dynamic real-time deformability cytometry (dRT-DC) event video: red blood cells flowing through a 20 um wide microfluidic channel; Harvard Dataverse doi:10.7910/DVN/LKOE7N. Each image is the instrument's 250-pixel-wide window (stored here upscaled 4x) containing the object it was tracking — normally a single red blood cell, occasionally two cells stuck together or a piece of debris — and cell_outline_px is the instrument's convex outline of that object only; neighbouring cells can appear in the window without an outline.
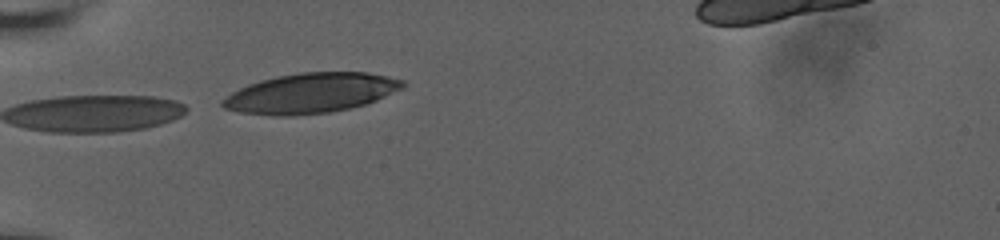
{"species": "human", "species_latin": "Homo sapiens", "temperature_condition": "room temperature", "stored_images_in_passage": 12, "camera_frame_rate_fps": 3000, "um_per_image_px": 0.085, "donor": {"sex": "male"}, "frame": {"image": 1, "passage_image": 8, "time_ms": 3.667, "image_size_px": [1000, 240], "cell_outline_px": [[408, 84], [404, 88], [376, 100], [364, 104], [332, 112], [292, 116], [280, 116], [240, 112], [224, 108], [220, 104], [220, 100], [232, 92], [248, 84], [260, 80], [276, 76], [300, 72], [368, 72], [388, 76], [404, 80]], "centroid_in_image_um": [26.43, 7.91], "position_along_channel_um": 58.6, "area_um2": 42.14}}
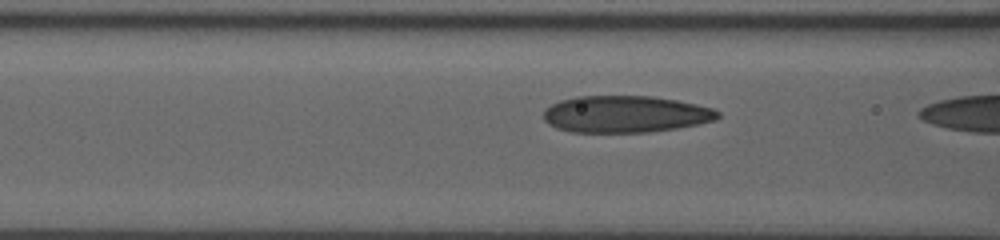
{"frame": {"image": 2, "passage_image": 11, "time_ms": 4.667, "image_size_px": [1000, 240], "cell_outline_px": [[720, 116], [716, 120], [700, 124], [676, 128], [648, 132], [572, 132], [556, 128], [548, 124], [544, 120], [544, 108], [560, 100], [576, 96], [652, 96], [676, 100], [696, 104], [712, 108], [720, 112]], "centroid_in_image_um": [53.16, 9.7], "position_along_channel_um": 113.4, "area_um2": 37.57}}